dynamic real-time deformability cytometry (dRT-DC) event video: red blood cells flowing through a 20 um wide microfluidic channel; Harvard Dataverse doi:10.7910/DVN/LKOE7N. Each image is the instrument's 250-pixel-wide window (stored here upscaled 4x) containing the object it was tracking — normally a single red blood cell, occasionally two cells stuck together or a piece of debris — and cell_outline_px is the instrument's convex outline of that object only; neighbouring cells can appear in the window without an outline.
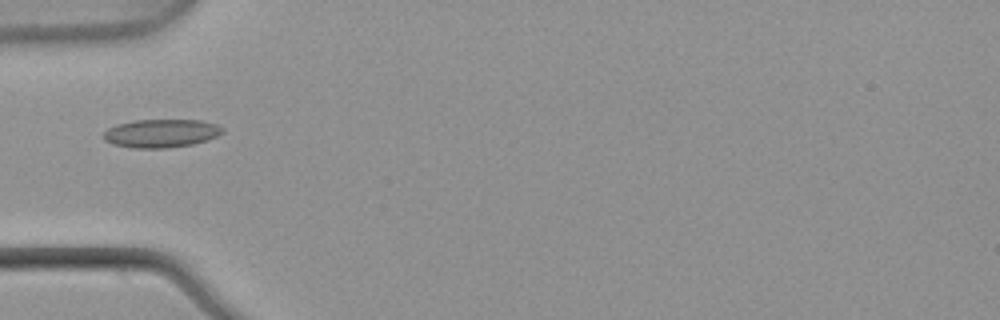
{"species": "common noctule bat (a hibernating species)", "species_latin": "Nyctalus noctula", "temperature_condition": "warm", "stored_images_in_passage": 2, "camera_frame_rate_fps": 3000, "um_per_image_px": 0.085, "animal": {"sex": "male", "body_mass_g": 21.5, "forearm_length_mm": 52.0}, "frame": {"image": 1, "passage_image": 2, "time_ms": 0.333, "image_size_px": [1000, 320], "cell_outline_px": [[224, 132], [216, 136], [192, 144], [164, 148], [132, 148], [112, 144], [104, 140], [104, 132], [108, 128], [116, 124], [132, 120], [200, 120], [216, 124], [224, 128]], "centroid_in_image_um": [13.66, 11.32], "position_along_channel_um": 71.3, "area_um2": 19.59}}